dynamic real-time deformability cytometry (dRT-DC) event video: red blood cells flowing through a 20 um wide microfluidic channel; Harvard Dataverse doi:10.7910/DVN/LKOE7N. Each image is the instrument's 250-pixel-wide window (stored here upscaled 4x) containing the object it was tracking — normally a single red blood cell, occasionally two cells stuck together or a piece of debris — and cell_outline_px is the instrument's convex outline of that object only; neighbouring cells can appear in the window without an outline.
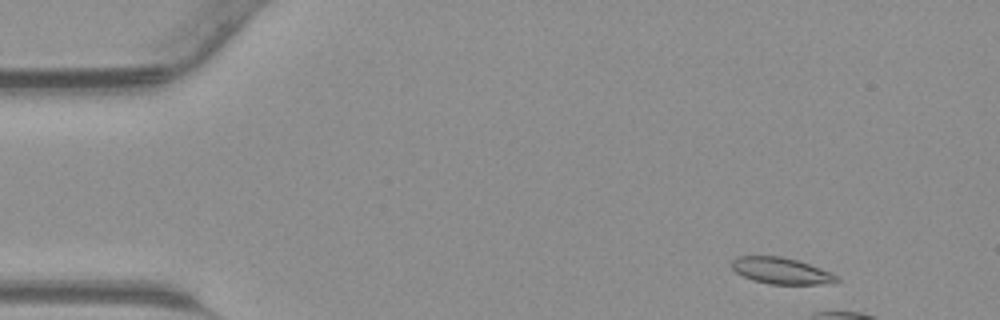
{"species": "common noctule bat (a hibernating species)", "species_latin": "Nyctalus noctula", "temperature_condition": "warm", "stored_images_in_passage": 10, "camera_frame_rate_fps": 3000, "um_per_image_px": 0.085, "animal": {"sex": "male", "body_mass_g": 23.1, "forearm_length_mm": 52.7}, "frame": {"image": 1, "passage_image": 4, "time_ms": 1.0, "image_size_px": [1000, 320], "cell_outline_px": [[840, 280], [820, 284], [768, 284], [752, 280], [736, 272], [732, 268], [732, 260], [736, 256], [780, 256], [796, 260], [832, 272], [840, 276]], "centroid_in_image_um": [66.4, 23.02], "position_along_channel_um": 18.6, "area_um2": 16.07}}